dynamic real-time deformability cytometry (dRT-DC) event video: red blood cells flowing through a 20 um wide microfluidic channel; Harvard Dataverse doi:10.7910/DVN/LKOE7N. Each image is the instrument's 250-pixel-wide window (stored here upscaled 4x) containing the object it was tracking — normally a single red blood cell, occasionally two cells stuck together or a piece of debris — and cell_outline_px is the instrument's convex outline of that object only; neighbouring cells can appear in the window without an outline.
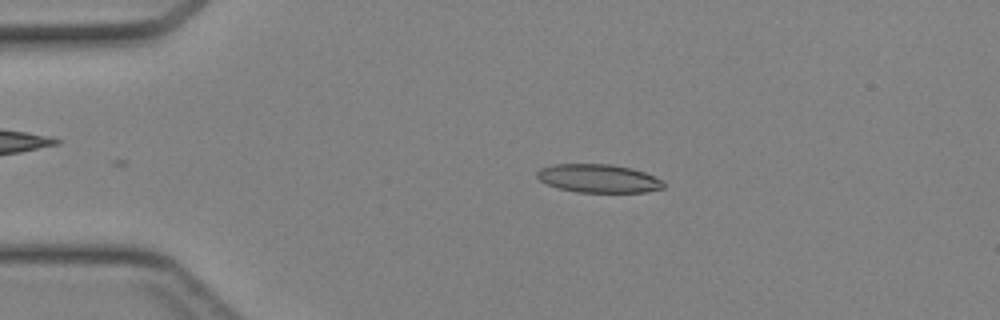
{"species": "Egyptian fruit bat (a non-hibernating species)", "species_latin": "Rousettus aegyptiacus", "temperature_condition": "cold", "stored_images_in_passage": 31, "camera_frame_rate_fps": 3000, "um_per_image_px": 0.085, "animal": {"sex": "female"}, "frame": {"image": 1, "passage_image": 2, "time_ms": 0.333, "image_size_px": [1000, 320], "cell_outline_px": [[664, 188], [644, 192], [576, 192], [556, 188], [540, 180], [536, 176], [536, 172], [540, 168], [552, 164], [612, 164], [632, 168], [644, 172], [664, 180]], "centroid_in_image_um": [50.86, 15.16], "position_along_channel_um": 34.1, "area_um2": 21.1}}
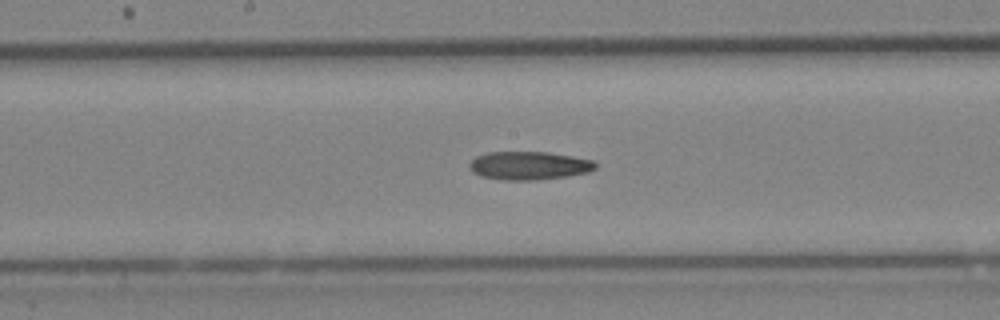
{"frame": {"image": 2, "passage_image": 16, "time_ms": 5.0, "image_size_px": [1000, 320], "cell_outline_px": [[596, 168], [588, 172], [564, 176], [532, 180], [504, 180], [480, 176], [472, 172], [468, 168], [468, 164], [476, 156], [488, 152], [548, 152], [572, 156], [592, 160], [596, 164]], "centroid_in_image_um": [44.91, 14.07], "position_along_channel_um": 203.3, "area_um2": 20.69}}
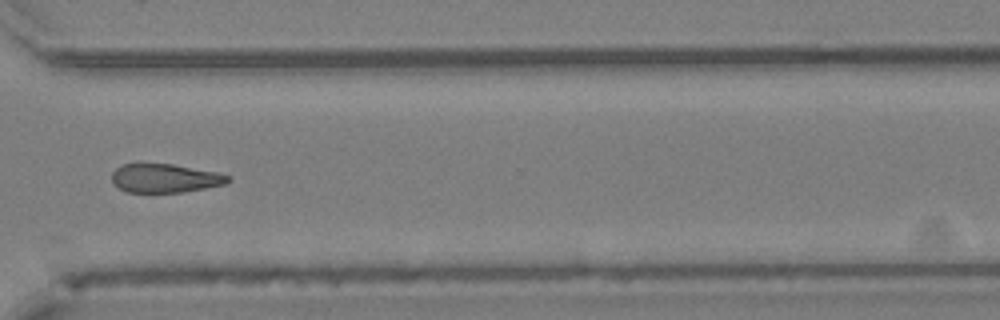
{"frame": {"image": 3, "passage_image": 26, "time_ms": 8.333, "image_size_px": [1000, 320], "cell_outline_px": [[232, 180], [224, 184], [204, 188], [180, 192], [124, 192], [112, 184], [112, 172], [116, 168], [124, 164], [136, 160], [140, 160], [172, 164], [216, 172], [232, 176]], "centroid_in_image_um": [13.94, 15.1], "position_along_channel_um": 356.7, "area_um2": 20.17}}